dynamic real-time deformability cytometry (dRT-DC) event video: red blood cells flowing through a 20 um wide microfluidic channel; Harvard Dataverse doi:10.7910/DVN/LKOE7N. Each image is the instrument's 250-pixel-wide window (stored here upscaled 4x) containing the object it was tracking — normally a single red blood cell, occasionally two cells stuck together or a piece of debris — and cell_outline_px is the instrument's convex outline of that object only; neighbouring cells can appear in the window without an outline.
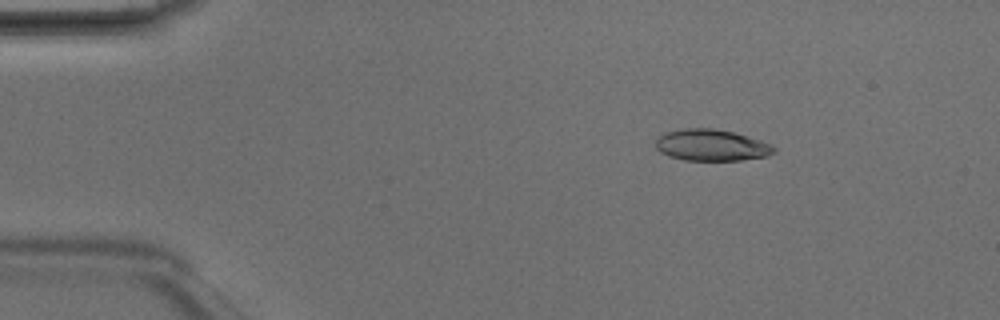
{"species": "Egyptian fruit bat (a non-hibernating species)", "species_latin": "Rousettus aegyptiacus", "temperature_condition": "room temperature", "stored_images_in_passage": 3, "camera_frame_rate_fps": 3000, "um_per_image_px": 0.085, "animal": {"sex": "male"}, "frame": {"image": 1, "passage_image": 1, "time_ms": 0.0, "image_size_px": [1000, 320], "cell_outline_px": [[776, 152], [768, 156], [740, 160], [684, 160], [668, 156], [660, 152], [656, 148], [656, 136], [664, 132], [680, 128], [712, 128], [736, 132], [772, 144], [776, 148]], "centroid_in_image_um": [60.46, 12.33], "position_along_channel_um": 24.5, "area_um2": 22.08}}
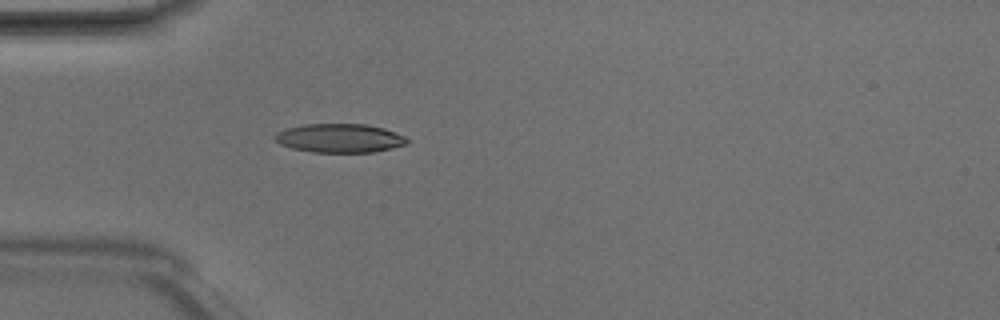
{"frame": {"image": 2, "passage_image": 3, "time_ms": 0.667, "image_size_px": [1000, 320], "cell_outline_px": [[412, 140], [404, 144], [392, 148], [372, 152], [312, 152], [292, 148], [280, 144], [276, 140], [276, 132], [288, 128], [304, 124], [364, 124], [384, 128], [404, 136]], "centroid_in_image_um": [28.89, 11.74], "position_along_channel_um": 56.1, "area_um2": 22.02}}